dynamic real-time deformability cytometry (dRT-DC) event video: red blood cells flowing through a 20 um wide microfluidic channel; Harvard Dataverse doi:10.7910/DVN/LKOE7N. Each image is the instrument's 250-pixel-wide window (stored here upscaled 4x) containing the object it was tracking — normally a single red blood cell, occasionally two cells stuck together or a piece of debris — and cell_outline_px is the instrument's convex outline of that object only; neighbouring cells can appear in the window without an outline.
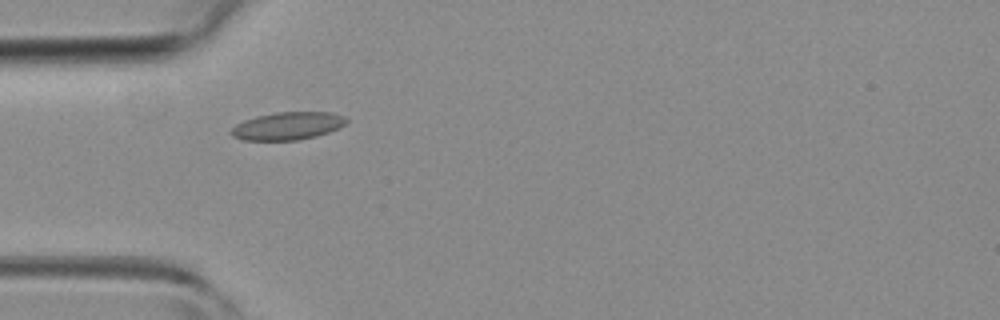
{"species": "common noctule bat (a hibernating species)", "species_latin": "Nyctalus noctula", "temperature_condition": "room temperature", "stored_images_in_passage": 5, "camera_frame_rate_fps": 3000, "um_per_image_px": 0.085, "animal": {"sex": "female", "body_mass_g": 19.3, "forearm_length_mm": 54.1}, "frame": {"image": 1, "passage_image": 4, "time_ms": 3.333, "image_size_px": [1000, 320], "cell_outline_px": [[348, 120], [344, 124], [328, 132], [316, 136], [296, 140], [244, 140], [232, 136], [228, 132], [236, 124], [244, 120], [256, 116], [276, 112], [332, 112], [344, 116]], "centroid_in_image_um": [24.41, 10.7], "position_along_channel_um": 60.6, "area_um2": 18.55}}
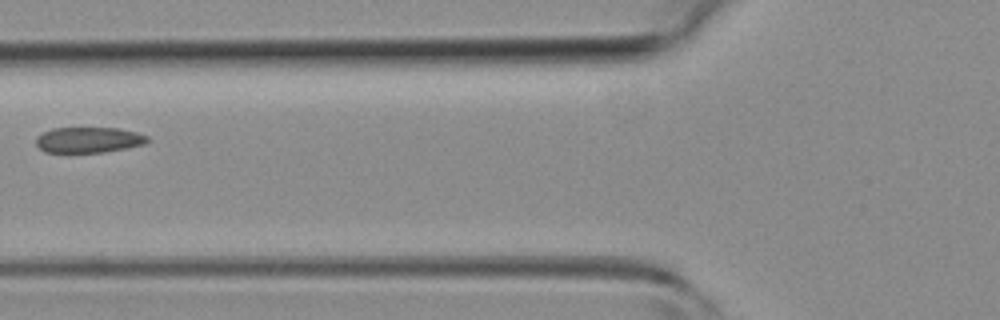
{"frame": {"image": 2, "passage_image": 5, "time_ms": 4.667, "image_size_px": [1000, 320], "cell_outline_px": [[148, 140], [144, 144], [104, 152], [44, 152], [36, 144], [36, 136], [52, 128], [120, 128], [136, 132], [148, 136]], "centroid_in_image_um": [7.51, 11.88], "position_along_channel_um": 118.3, "area_um2": 16.53}}